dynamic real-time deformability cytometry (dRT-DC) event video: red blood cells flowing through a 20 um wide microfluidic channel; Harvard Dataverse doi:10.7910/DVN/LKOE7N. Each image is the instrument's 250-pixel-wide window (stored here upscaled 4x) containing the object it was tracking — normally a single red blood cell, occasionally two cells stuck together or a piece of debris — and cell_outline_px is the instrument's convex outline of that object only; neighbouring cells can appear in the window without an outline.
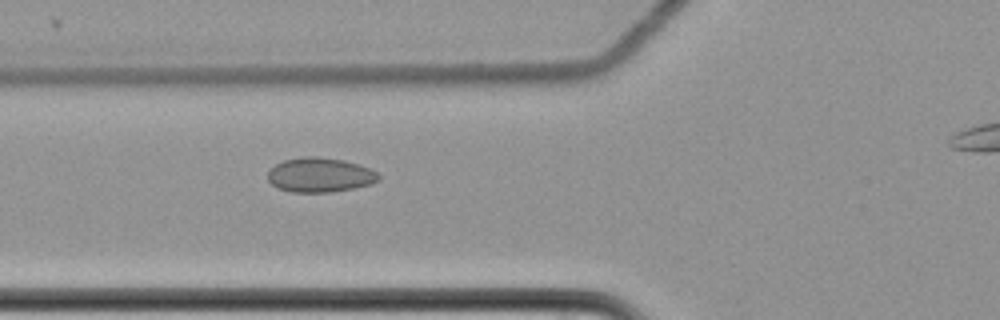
{"species": "common noctule bat (a hibernating species)", "species_latin": "Nyctalus noctula", "temperature_condition": "cold", "stored_images_in_passage": 8, "camera_frame_rate_fps": 3000, "um_per_image_px": 0.085, "animal": {"sex": "female", "body_mass_g": 22.7, "forearm_length_mm": 54.2}, "frame": {"image": 1, "passage_image": 7, "time_ms": 2.0, "image_size_px": [1000, 320], "cell_outline_px": [[380, 180], [372, 184], [332, 192], [292, 192], [276, 188], [268, 180], [268, 172], [276, 164], [284, 160], [304, 156], [316, 156], [344, 160], [368, 168], [376, 172], [380, 176]], "centroid_in_image_um": [27.18, 14.87], "position_along_channel_um": 98.6, "area_um2": 22.25}}